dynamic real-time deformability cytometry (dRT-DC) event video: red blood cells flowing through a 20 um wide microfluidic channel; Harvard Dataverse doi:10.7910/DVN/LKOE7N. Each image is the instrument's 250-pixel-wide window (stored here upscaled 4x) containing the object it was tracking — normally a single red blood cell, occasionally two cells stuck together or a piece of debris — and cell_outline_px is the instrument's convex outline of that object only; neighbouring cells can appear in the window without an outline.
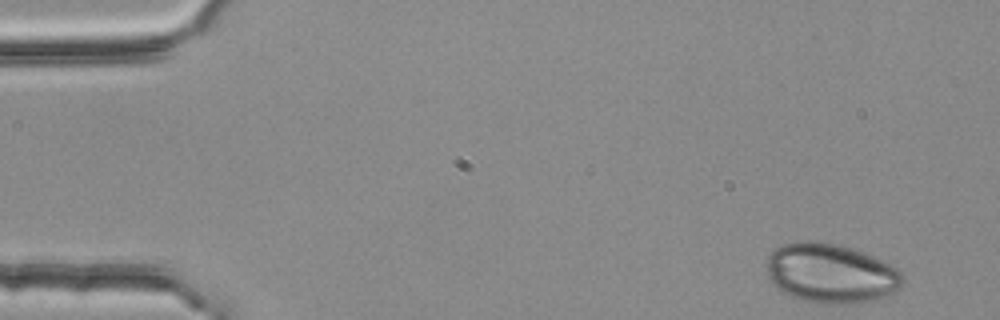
{"species": "common noctule bat (a hibernating species)", "species_latin": "Nyctalus noctula", "temperature_condition": "room temperature", "stored_images_in_passage": 48, "camera_frame_rate_fps": 3000, "um_per_image_px": 0.085, "animal": {"sex": "female", "body_mass_g": 25.1}, "frame": {"image": 1, "passage_image": 1, "time_ms": 0.0, "image_size_px": [1000, 320], "cell_outline_px": [[904, 284], [896, 292], [888, 296], [876, 300], [848, 304], [820, 304], [800, 300], [776, 288], [772, 284], [768, 276], [764, 264], [768, 256], [780, 244], [808, 240], [832, 244], [852, 248], [876, 256], [884, 260], [896, 268], [904, 276]], "centroid_in_image_um": [70.63, 23.25], "position_along_channel_um": 14.4, "area_um2": 47.97}}
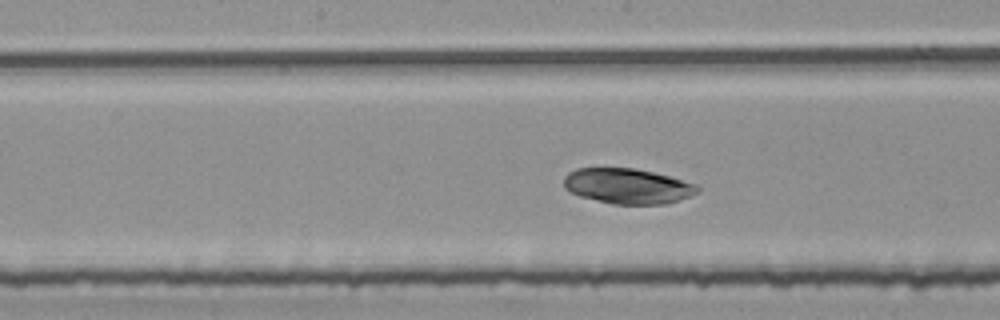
{"frame": {"image": 2, "passage_image": 25, "time_ms": 8.0, "image_size_px": [1000, 320], "cell_outline_px": [[700, 192], [664, 204], [612, 204], [580, 196], [564, 188], [564, 176], [568, 172], [576, 168], [636, 168], [668, 176], [696, 184], [700, 188]], "centroid_in_image_um": [53.32, 15.81], "position_along_channel_um": 194.9, "area_um2": 27.34}}
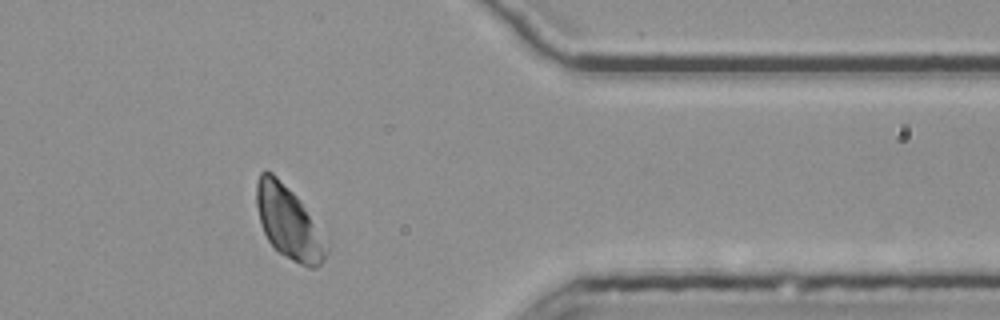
{"frame": {"image": 3, "passage_image": 42, "time_ms": 13.667, "image_size_px": [1000, 320], "cell_outline_px": [[328, 252], [324, 260], [316, 268], [308, 268], [284, 256], [268, 240], [260, 224], [256, 204], [256, 184], [260, 172], [264, 168], [272, 172], [300, 200], [328, 248]], "centroid_in_image_um": [24.48, 18.9], "position_along_channel_um": 386.9, "area_um2": 29.02}}